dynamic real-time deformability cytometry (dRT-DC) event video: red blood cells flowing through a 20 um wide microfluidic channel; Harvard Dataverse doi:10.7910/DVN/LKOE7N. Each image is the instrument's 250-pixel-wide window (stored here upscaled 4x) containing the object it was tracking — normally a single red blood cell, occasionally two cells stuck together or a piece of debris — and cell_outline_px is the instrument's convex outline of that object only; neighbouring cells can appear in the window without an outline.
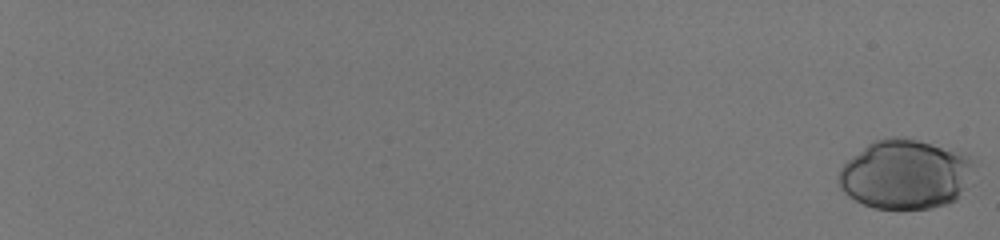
{"species": "human", "species_latin": "Homo sapiens", "temperature_condition": "room temperature", "stored_images_in_passage": 59, "camera_frame_rate_fps": 3000, "um_per_image_px": 0.085, "donor": {"sex": "male"}, "frame": {"image": 1, "passage_image": 1, "time_ms": 0.0, "image_size_px": [1000, 240], "cell_outline_px": [[980, 164], [956, 200], [944, 204], [928, 208], [872, 208], [848, 196], [840, 188], [836, 180], [836, 176], [840, 168], [852, 156], [872, 140], [888, 136], [904, 136], [964, 152], [972, 156]], "centroid_in_image_um": [76.99, 14.77], "position_along_channel_um": 8.0, "area_um2": 55.83}}
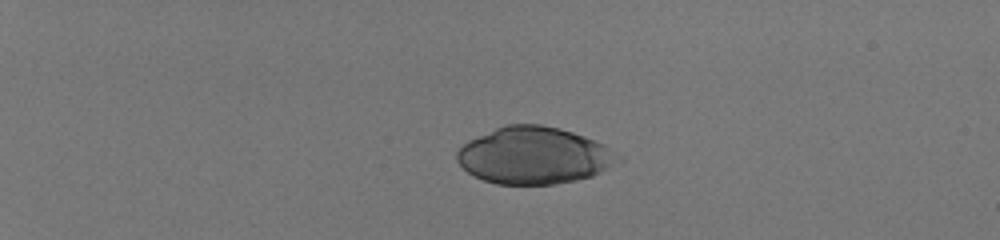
{"frame": {"image": 2, "passage_image": 18, "time_ms": 5.667, "image_size_px": [1000, 240], "cell_outline_px": [[624, 160], [620, 164], [592, 176], [576, 180], [552, 184], [496, 184], [472, 176], [456, 160], [456, 152], [468, 140], [504, 124], [540, 124], [560, 128], [584, 136], [604, 144], [620, 156]], "centroid_in_image_um": [45.42, 13.22], "position_along_channel_um": 39.6, "area_um2": 53.81}}